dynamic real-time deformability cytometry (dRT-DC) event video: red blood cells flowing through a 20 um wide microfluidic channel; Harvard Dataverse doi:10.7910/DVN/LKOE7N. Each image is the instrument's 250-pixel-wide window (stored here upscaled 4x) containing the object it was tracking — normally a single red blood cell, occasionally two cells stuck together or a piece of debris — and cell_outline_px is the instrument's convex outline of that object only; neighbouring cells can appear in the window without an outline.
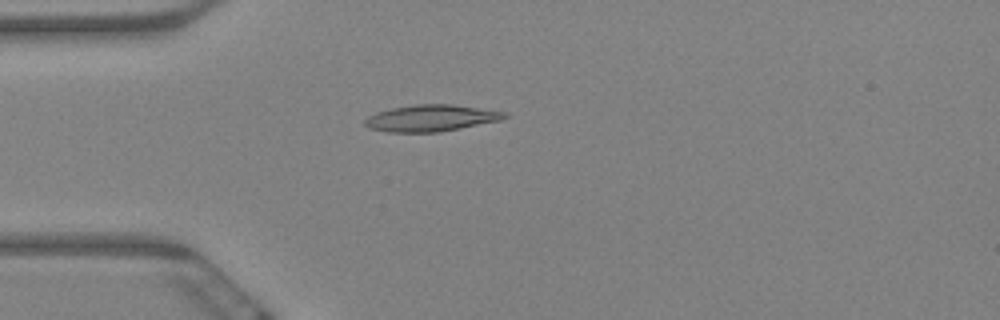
{"species": "Egyptian fruit bat (a non-hibernating species)", "species_latin": "Rousettus aegyptiacus", "temperature_condition": "warm", "stored_images_in_passage": 5, "camera_frame_rate_fps": 3000, "um_per_image_px": 0.085, "animal": {"sex": "female"}, "frame": {"image": 1, "passage_image": 5, "time_ms": 1.333, "image_size_px": [1000, 320], "cell_outline_px": [[508, 116], [500, 120], [440, 132], [388, 132], [368, 128], [364, 124], [364, 120], [368, 116], [376, 112], [392, 108], [412, 104], [452, 104], [508, 112]], "centroid_in_image_um": [36.62, 10.03], "position_along_channel_um": 48.4, "area_um2": 21.68}}